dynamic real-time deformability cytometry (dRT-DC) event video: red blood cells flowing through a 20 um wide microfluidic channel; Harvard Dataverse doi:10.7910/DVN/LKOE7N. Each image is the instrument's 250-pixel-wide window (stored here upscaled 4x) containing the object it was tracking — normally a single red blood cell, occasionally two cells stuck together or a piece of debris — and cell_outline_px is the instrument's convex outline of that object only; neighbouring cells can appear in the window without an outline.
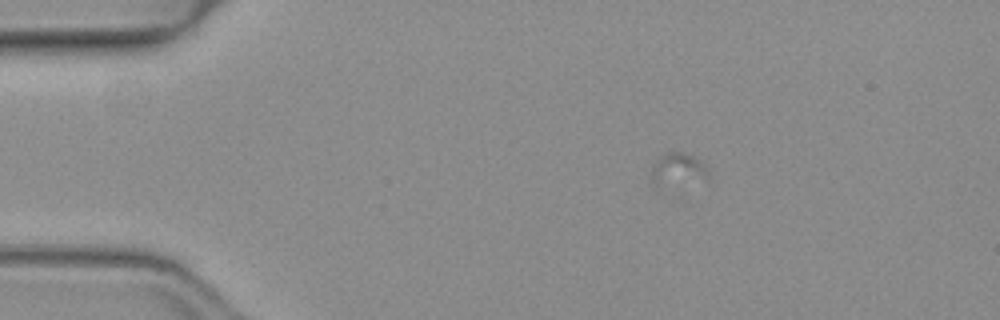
{"species": "common noctule bat (a hibernating species)", "species_latin": "Nyctalus noctula", "temperature_condition": "warm", "stored_images_in_passage": 47, "camera_frame_rate_fps": 3000, "um_per_image_px": 0.085, "animal": {"sex": "female", "body_mass_g": 19.3, "forearm_length_mm": 54.1}, "frame": {"image": 1, "passage_image": 1, "time_ms": 0.0, "image_size_px": [1000, 320], "cell_outline_px": [[708, 180], [656, 192], [652, 188], [652, 172], [656, 164], [664, 156], [672, 152], [680, 152], [692, 156], [700, 160], [708, 168]], "centroid_in_image_um": [57.63, 14.59], "position_along_channel_um": 27.4, "area_um2": 11.62}}
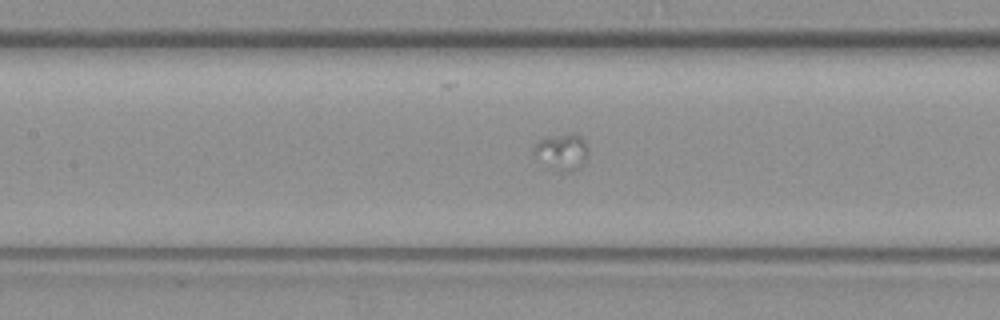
{"frame": {"image": 2, "passage_image": 21, "time_ms": 6.667, "image_size_px": [1000, 320], "cell_outline_px": [[588, 160], [580, 168], [572, 172], [552, 172], [544, 168], [532, 152], [536, 144], [540, 140], [568, 132], [572, 132], [580, 136], [584, 140], [588, 148]], "centroid_in_image_um": [47.77, 12.98], "position_along_channel_um": 159.6, "area_um2": 12.25}}
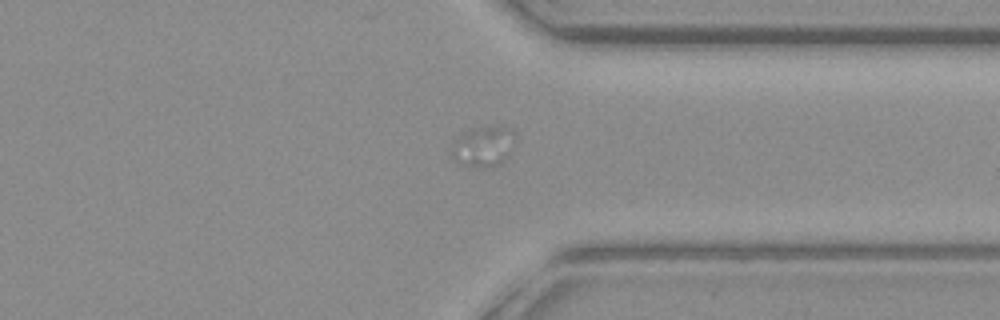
{"frame": {"image": 3, "passage_image": 41, "time_ms": 13.333, "image_size_px": [1000, 320], "cell_outline_px": [[516, 136], [508, 156], [504, 164], [492, 168], [464, 168], [456, 164], [448, 156], [448, 152], [452, 144], [464, 132], [472, 128], [488, 124], [500, 124], [508, 128]], "centroid_in_image_um": [41.03, 12.49], "position_along_channel_um": 370.4, "area_um2": 16.3}}